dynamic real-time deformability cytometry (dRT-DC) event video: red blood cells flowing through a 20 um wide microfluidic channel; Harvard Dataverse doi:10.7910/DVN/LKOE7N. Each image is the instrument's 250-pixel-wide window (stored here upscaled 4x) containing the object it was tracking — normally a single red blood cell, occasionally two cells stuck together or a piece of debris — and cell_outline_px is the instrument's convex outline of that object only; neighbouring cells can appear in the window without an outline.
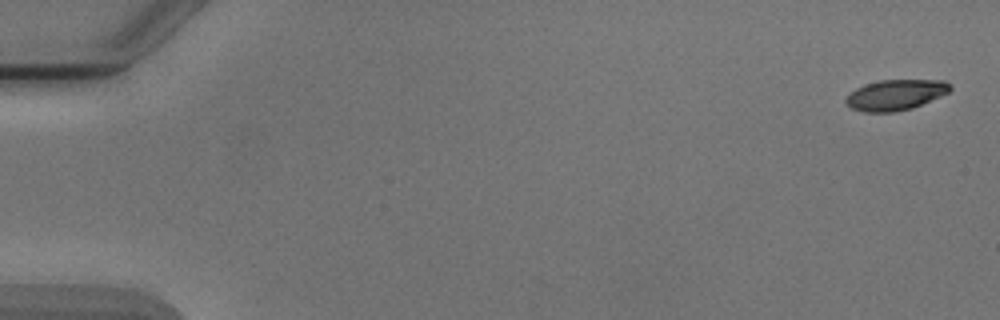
{"species": "Egyptian fruit bat (a non-hibernating species)", "species_latin": "Rousettus aegyptiacus", "temperature_condition": "cold", "stored_images_in_passage": 5, "camera_frame_rate_fps": 3000, "um_per_image_px": 0.085, "animal": {"sex": "male"}, "frame": {"image": 1, "passage_image": 1, "time_ms": 0.0, "image_size_px": [1000, 320], "cell_outline_px": [[952, 88], [948, 92], [940, 96], [912, 108], [892, 112], [864, 112], [852, 108], [844, 100], [848, 92], [864, 84], [880, 80], [944, 80], [952, 84]], "centroid_in_image_um": [76.1, 8.05], "position_along_channel_um": 8.9, "area_um2": 18.61}}
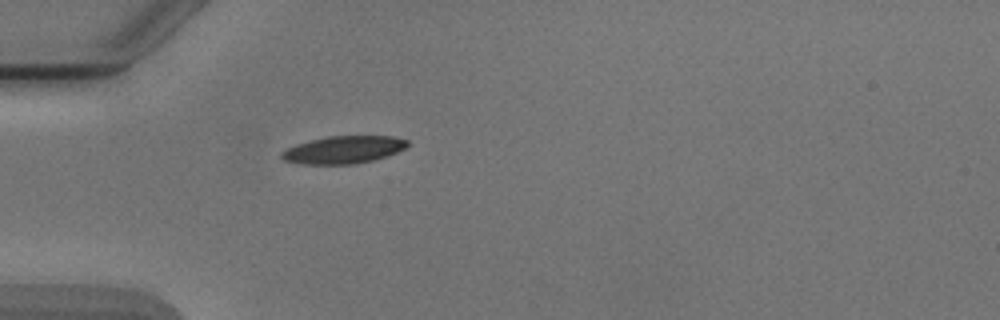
{"frame": {"image": 2, "passage_image": 5, "time_ms": 5.0, "image_size_px": [1000, 320], "cell_outline_px": [[408, 144], [404, 148], [396, 152], [372, 160], [356, 164], [304, 164], [284, 160], [280, 156], [280, 152], [296, 144], [328, 136], [392, 136], [408, 140]], "centroid_in_image_um": [29.18, 12.72], "position_along_channel_um": 55.8, "area_um2": 19.94}}